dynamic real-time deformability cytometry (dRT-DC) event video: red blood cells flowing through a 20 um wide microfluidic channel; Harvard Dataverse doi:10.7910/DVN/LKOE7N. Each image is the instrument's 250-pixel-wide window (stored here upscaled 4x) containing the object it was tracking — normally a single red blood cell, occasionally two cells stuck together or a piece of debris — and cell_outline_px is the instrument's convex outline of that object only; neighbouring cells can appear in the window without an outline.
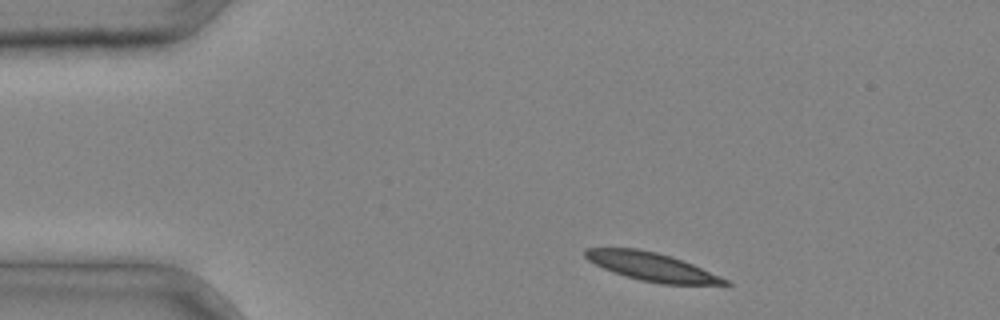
{"species": "common noctule bat (a hibernating species)", "species_latin": "Nyctalus noctula", "temperature_condition": "cold", "stored_images_in_passage": 2, "camera_frame_rate_fps": 3000, "um_per_image_px": 0.085, "animal": {"sex": "male", "body_mass_g": 20.4}, "frame": {"image": 1, "passage_image": 1, "time_ms": 0.0, "image_size_px": [1000, 320], "cell_outline_px": [[732, 284], [660, 284], [640, 280], [624, 276], [612, 272], [588, 260], [584, 256], [584, 248], [636, 248], [656, 252], [672, 256], [692, 264], [720, 276], [728, 280]], "centroid_in_image_um": [55.36, 22.66], "position_along_channel_um": 29.6, "area_um2": 22.89}}